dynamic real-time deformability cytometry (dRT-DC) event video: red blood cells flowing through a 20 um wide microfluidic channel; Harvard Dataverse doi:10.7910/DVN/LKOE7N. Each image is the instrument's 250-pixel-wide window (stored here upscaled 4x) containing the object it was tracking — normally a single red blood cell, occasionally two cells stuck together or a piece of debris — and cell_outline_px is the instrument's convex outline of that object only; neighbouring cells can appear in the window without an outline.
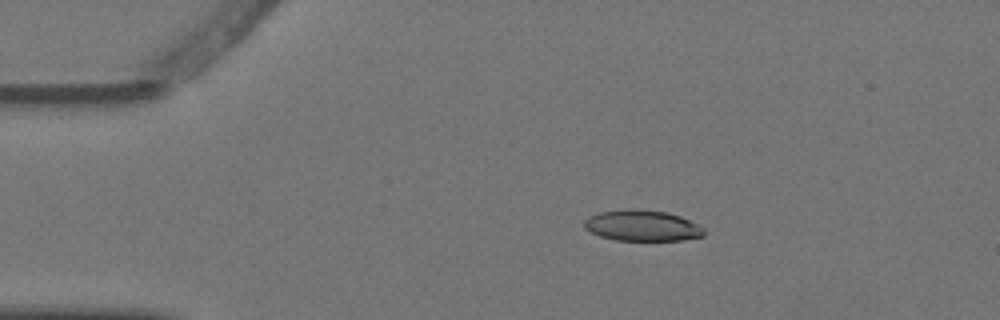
{"species": "Egyptian fruit bat (a non-hibernating species)", "species_latin": "Rousettus aegyptiacus", "temperature_condition": "warm", "stored_images_in_passage": 5, "camera_frame_rate_fps": 3000, "um_per_image_px": 0.085, "animal": {"sex": "female"}, "frame": {"image": 1, "passage_image": 2, "time_ms": 0.333, "image_size_px": [1000, 320], "cell_outline_px": [[704, 236], [680, 240], [616, 240], [600, 236], [584, 228], [584, 220], [600, 212], [668, 212], [680, 216], [704, 228]], "centroid_in_image_um": [54.63, 19.23], "position_along_channel_um": 30.4, "area_um2": 20.4}}
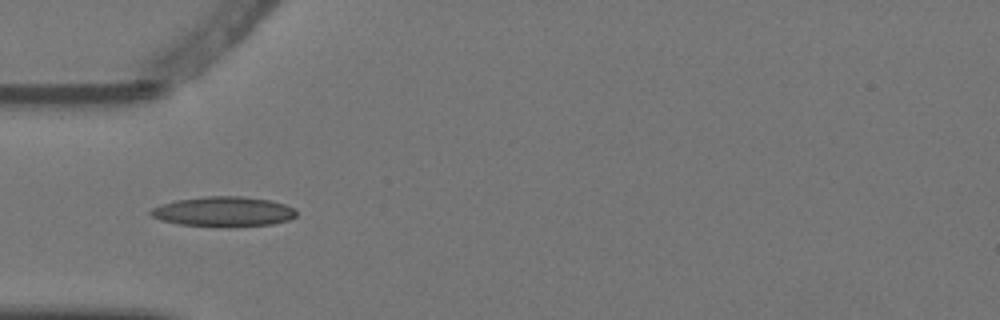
{"frame": {"image": 2, "passage_image": 4, "time_ms": 1.0, "image_size_px": [1000, 320], "cell_outline_px": [[296, 216], [288, 220], [272, 224], [220, 228], [180, 224], [160, 220], [152, 216], [148, 212], [152, 208], [176, 200], [204, 196], [244, 196], [272, 200], [284, 204], [292, 208], [296, 212]], "centroid_in_image_um": [19.0, 17.99], "position_along_channel_um": 66.0, "area_um2": 25.66}}